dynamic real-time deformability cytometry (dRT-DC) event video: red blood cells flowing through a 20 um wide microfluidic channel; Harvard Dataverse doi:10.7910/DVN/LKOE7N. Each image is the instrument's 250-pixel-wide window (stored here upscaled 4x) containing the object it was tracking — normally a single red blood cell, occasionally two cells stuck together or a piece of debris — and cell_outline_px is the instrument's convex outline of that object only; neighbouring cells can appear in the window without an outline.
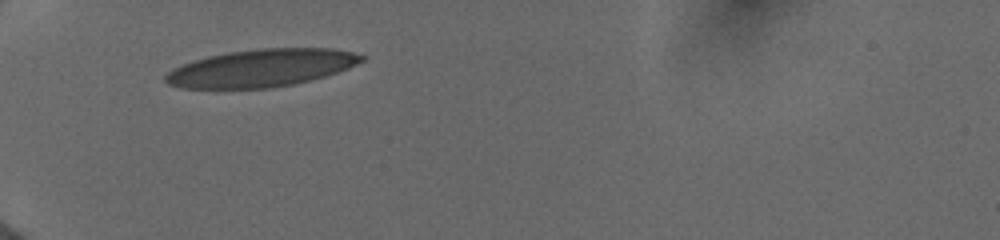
{"species": "human", "species_latin": "Homo sapiens", "temperature_condition": "cold", "stored_images_in_passage": 46, "camera_frame_rate_fps": 3000, "um_per_image_px": 0.085, "donor": {"sex": "female"}, "frame": {"image": 1, "passage_image": 1, "time_ms": 0.0, "image_size_px": [1000, 240], "cell_outline_px": [[368, 56], [364, 60], [348, 68], [312, 80], [272, 88], [180, 88], [168, 84], [164, 80], [164, 76], [172, 68], [208, 56], [228, 52], [260, 48], [332, 48], [352, 52]], "centroid_in_image_um": [22.22, 5.78], "position_along_channel_um": 62.8, "area_um2": 42.83}}
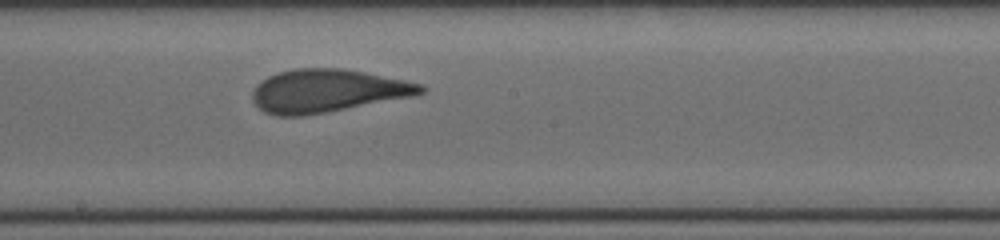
{"frame": {"image": 2, "passage_image": 26, "time_ms": 4.333, "image_size_px": [1000, 240], "cell_outline_px": [[428, 88], [424, 92], [412, 96], [304, 116], [276, 116], [264, 112], [252, 100], [252, 92], [256, 84], [268, 76], [280, 72], [296, 68], [340, 68], [364, 72], [404, 80], [420, 84]], "centroid_in_image_um": [27.78, 7.72], "position_along_channel_um": 220.4, "area_um2": 41.85}}
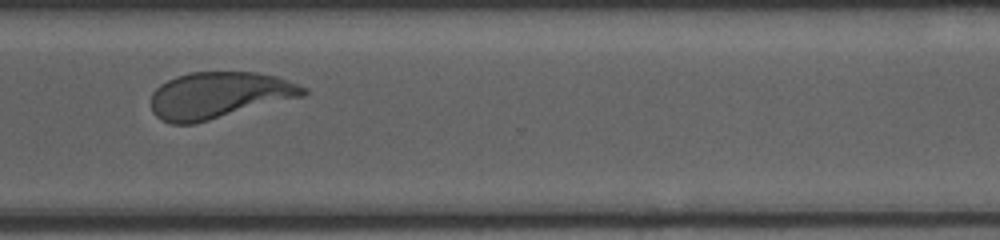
{"frame": {"image": 3, "passage_image": 45, "time_ms": 7.667, "image_size_px": [1000, 240], "cell_outline_px": [[308, 92], [304, 96], [196, 124], [172, 124], [160, 120], [152, 112], [152, 92], [160, 84], [176, 76], [188, 72], [256, 72], [276, 76], [288, 80], [308, 88]], "centroid_in_image_um": [18.62, 8.1], "position_along_channel_um": 352.0, "area_um2": 41.62}}